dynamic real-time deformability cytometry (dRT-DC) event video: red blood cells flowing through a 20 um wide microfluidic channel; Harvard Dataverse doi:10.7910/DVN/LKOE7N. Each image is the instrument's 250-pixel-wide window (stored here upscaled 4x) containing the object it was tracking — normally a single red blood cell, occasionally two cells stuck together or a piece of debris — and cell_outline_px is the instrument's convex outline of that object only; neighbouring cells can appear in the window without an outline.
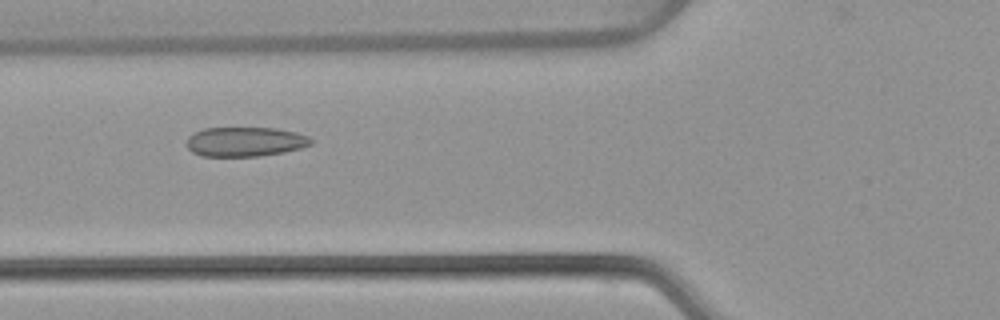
{"species": "common noctule bat (a hibernating species)", "species_latin": "Nyctalus noctula", "temperature_condition": "warm", "stored_images_in_passage": 53, "camera_frame_rate_fps": 3000, "um_per_image_px": 0.085, "animal": {"sex": "female", "body_mass_g": 22.7, "forearm_length_mm": 54.2}, "frame": {"image": 1, "passage_image": 20, "time_ms": 6.333, "image_size_px": [1000, 320], "cell_outline_px": [[312, 144], [300, 148], [284, 152], [260, 156], [200, 156], [192, 152], [188, 148], [188, 136], [204, 128], [276, 128], [296, 132], [308, 136], [312, 140]], "centroid_in_image_um": [20.85, 12.05], "position_along_channel_um": 105.0, "area_um2": 21.33}}
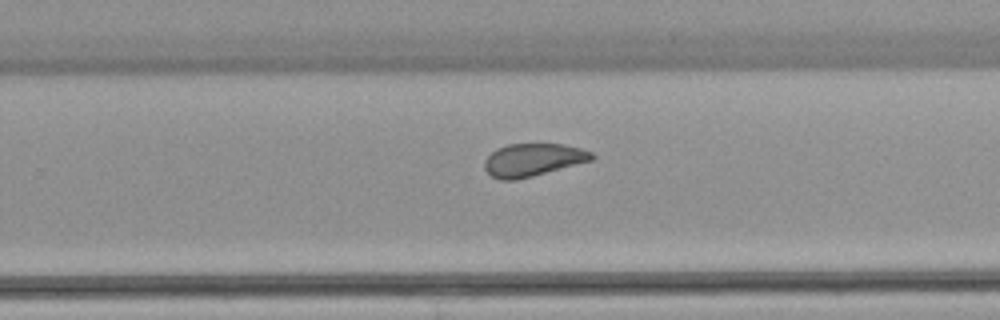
{"frame": {"image": 2, "passage_image": 34, "time_ms": 11.0, "image_size_px": [1000, 320], "cell_outline_px": [[596, 156], [592, 160], [532, 176], [516, 180], [500, 180], [492, 176], [484, 168], [484, 160], [496, 148], [508, 144], [564, 144], [580, 148], [592, 152]], "centroid_in_image_um": [45.29, 13.58], "position_along_channel_um": 284.5, "area_um2": 20.4}}
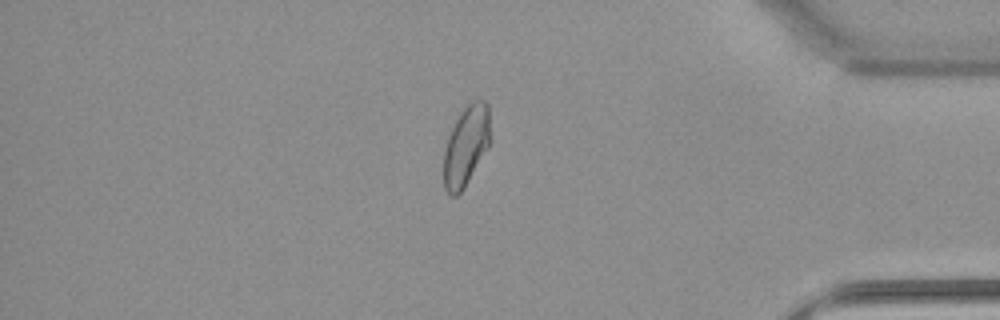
{"frame": {"image": 3, "passage_image": 45, "time_ms": 14.667, "image_size_px": [1000, 320], "cell_outline_px": [[492, 140], [488, 148], [464, 188], [456, 196], [452, 196], [444, 188], [444, 152], [448, 136], [460, 112], [472, 100], [484, 100], [488, 104]], "centroid_in_image_um": [39.65, 12.37], "position_along_channel_um": 395.5, "area_um2": 21.91}, "authors_computed_cell_mechanics": {"area_um2": 22.4842, "velocity_mm_per_s": 3.8509, "shape_relaxation_time_tau1_ms": 7.533, "shape_relaxation_time_tau2_ms": 1.2173, "deformation_change_tau1": 0.1515, "deformation_change_tau2": 0.0542}}